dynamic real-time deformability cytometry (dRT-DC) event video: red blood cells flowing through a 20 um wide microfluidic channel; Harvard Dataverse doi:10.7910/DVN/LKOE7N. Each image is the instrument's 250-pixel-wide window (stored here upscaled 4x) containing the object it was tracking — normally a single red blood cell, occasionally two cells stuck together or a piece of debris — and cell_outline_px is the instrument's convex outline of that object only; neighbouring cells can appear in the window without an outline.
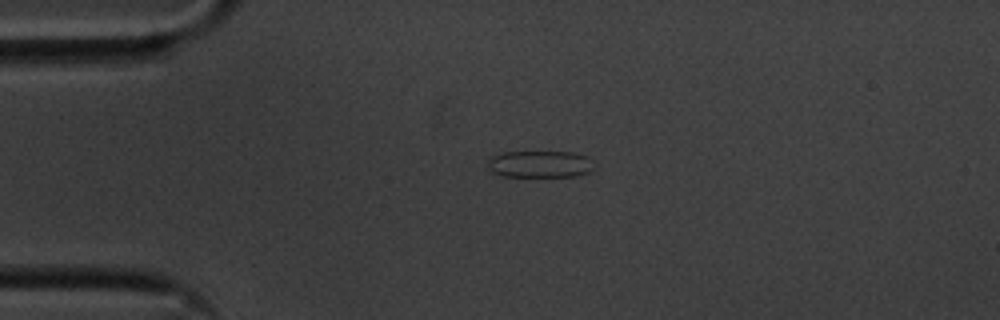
{"species": "common noctule bat (a hibernating species)", "species_latin": "Nyctalus noctula", "temperature_condition": "cold", "stored_images_in_passage": 19, "camera_frame_rate_fps": 3000, "um_per_image_px": 0.085, "animal": {"sex": "male", "body_mass_g": 20.1, "forearm_length_mm": 53.5}, "frame": {"image": 1, "passage_image": 1, "time_ms": 0.0, "image_size_px": [1000, 320], "cell_outline_px": [[596, 168], [588, 172], [576, 176], [504, 176], [492, 172], [488, 168], [488, 160], [492, 156], [500, 152], [572, 152], [588, 156]], "centroid_in_image_um": [45.91, 13.94], "position_along_channel_um": 39.1, "area_um2": 16.76}}
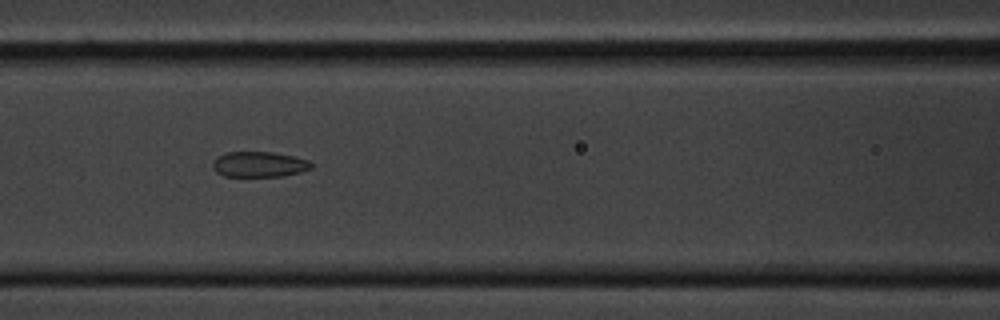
{"frame": {"image": 2, "passage_image": 12, "time_ms": 3.667, "image_size_px": [1000, 320], "cell_outline_px": [[312, 168], [300, 172], [284, 176], [224, 176], [216, 172], [212, 168], [212, 164], [216, 156], [228, 152], [272, 152], [292, 156], [308, 160], [312, 164]], "centroid_in_image_um": [22.0, 13.97], "position_along_channel_um": 144.6, "area_um2": 14.62}}
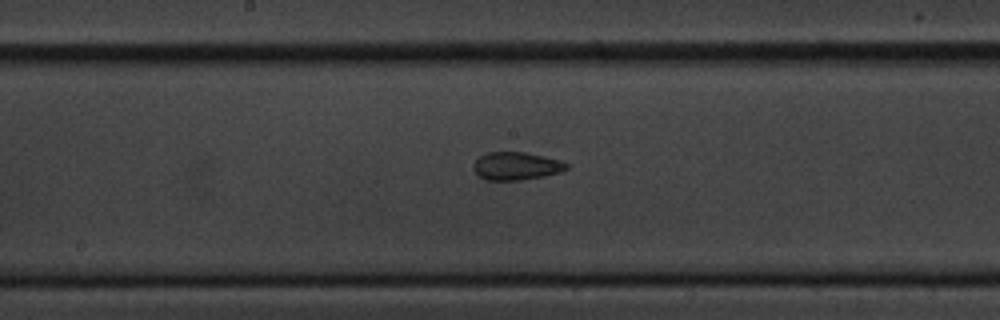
{"frame": {"image": 3, "passage_image": 17, "time_ms": 5.333, "image_size_px": [1000, 320], "cell_outline_px": [[568, 168], [560, 172], [544, 176], [520, 180], [484, 180], [472, 168], [472, 164], [480, 156], [488, 152], [524, 152], [544, 156], [560, 160], [568, 164]], "centroid_in_image_um": [43.87, 14.11], "position_along_channel_um": 204.3, "area_um2": 15.14}}